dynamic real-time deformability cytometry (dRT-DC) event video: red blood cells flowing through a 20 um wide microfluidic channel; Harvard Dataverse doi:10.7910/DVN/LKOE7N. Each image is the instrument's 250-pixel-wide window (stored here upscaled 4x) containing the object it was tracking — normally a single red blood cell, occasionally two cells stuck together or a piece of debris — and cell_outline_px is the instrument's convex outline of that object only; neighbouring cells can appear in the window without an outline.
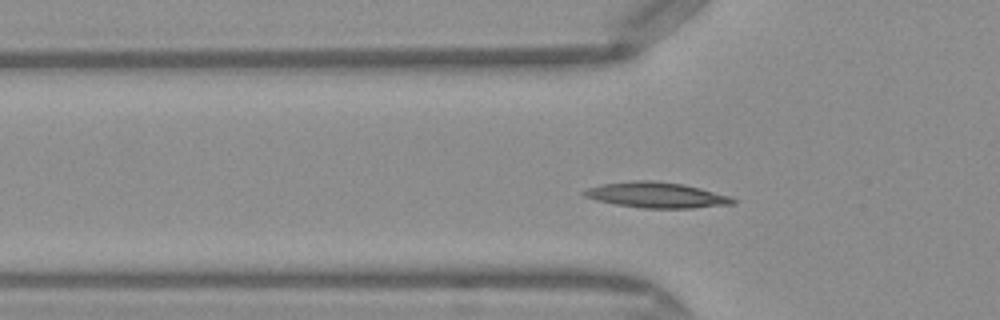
{"species": "Egyptian fruit bat (a non-hibernating species)", "species_latin": "Rousettus aegyptiacus", "temperature_condition": "warm", "stored_images_in_passage": 37, "camera_frame_rate_fps": 3000, "um_per_image_px": 0.085, "frame": {"image": 1, "passage_image": 3, "time_ms": 0.667, "image_size_px": [1000, 320], "cell_outline_px": [[736, 204], [692, 208], [644, 208], [616, 204], [596, 200], [584, 196], [580, 192], [588, 188], [604, 184], [636, 180], [652, 180], [684, 184], [732, 196], [736, 200]], "centroid_in_image_um": [55.85, 16.58], "position_along_channel_um": 70.0, "area_um2": 22.2}}
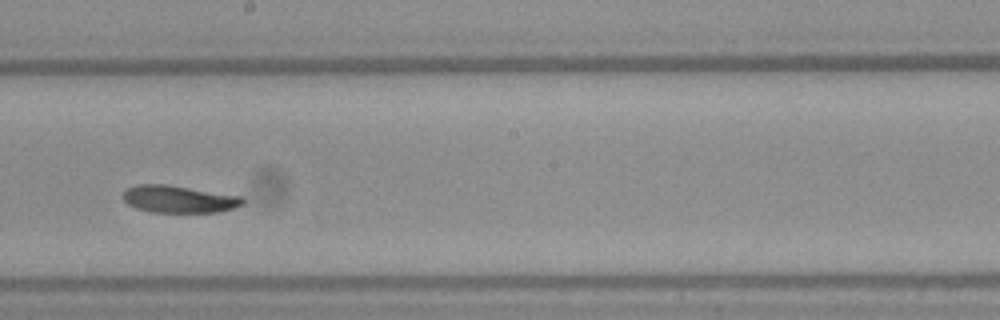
{"frame": {"image": 2, "passage_image": 15, "time_ms": 4.667, "image_size_px": [1000, 320], "cell_outline_px": [[244, 204], [220, 212], [152, 212], [136, 208], [128, 204], [120, 196], [128, 188], [136, 184], [164, 184], [240, 196], [244, 200]], "centroid_in_image_um": [15.16, 16.93], "position_along_channel_um": 233.0, "area_um2": 18.84}}
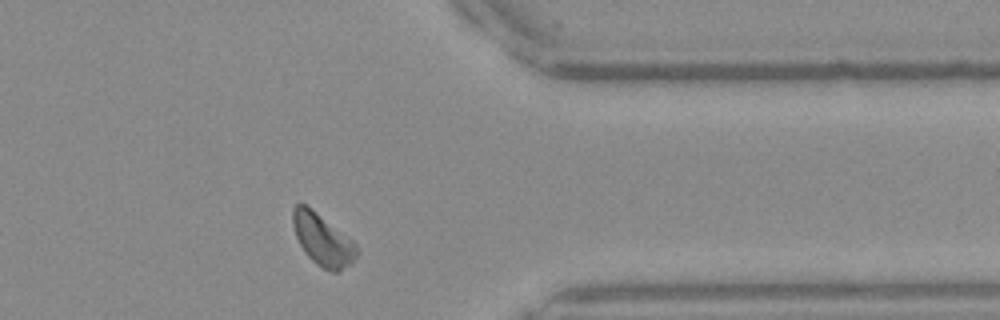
{"frame": {"image": 3, "passage_image": 27, "time_ms": 8.667, "image_size_px": [1000, 320], "cell_outline_px": [[360, 252], [352, 264], [340, 272], [332, 272], [320, 268], [304, 252], [296, 236], [292, 224], [292, 208], [296, 204], [304, 204], [312, 208], [352, 240], [356, 244]], "centroid_in_image_um": [27.44, 20.41], "position_along_channel_um": 384.0, "area_um2": 19.54}, "authors_computed_cell_mechanics": {"area_um2": 19.2474, "velocity_mm_per_s": 4.068, "shape_relaxation_time_tau1_ms": 2.343, "shape_relaxation_time_tau2_ms": 7.3438, "deformation_change_tau1": 0.0855, "deformation_change_tau2": 0.1397}}